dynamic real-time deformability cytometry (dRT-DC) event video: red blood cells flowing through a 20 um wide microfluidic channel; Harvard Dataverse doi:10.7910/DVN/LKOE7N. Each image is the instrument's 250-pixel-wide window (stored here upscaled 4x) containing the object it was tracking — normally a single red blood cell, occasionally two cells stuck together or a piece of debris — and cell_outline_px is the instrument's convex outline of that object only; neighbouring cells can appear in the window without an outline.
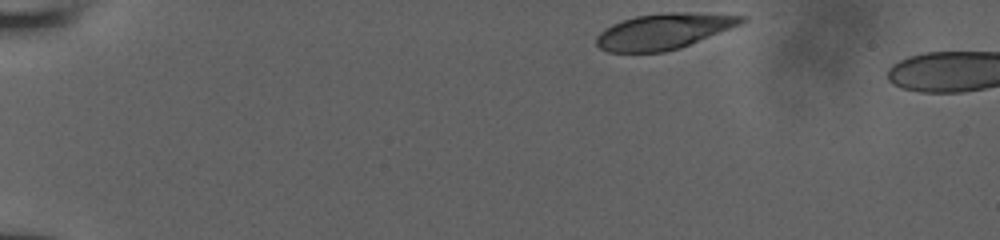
{"species": "human", "species_latin": "Homo sapiens", "temperature_condition": "room temperature", "stored_images_in_passage": 38, "camera_frame_rate_fps": 3000, "um_per_image_px": 0.085, "donor": {"sex": "male"}, "frame": {"image": 1, "passage_image": 1, "time_ms": 0.0, "image_size_px": [1000, 240], "cell_outline_px": [[748, 20], [740, 24], [680, 48], [664, 52], [608, 52], [600, 48], [596, 44], [596, 36], [604, 28], [612, 24], [636, 16], [668, 12], [688, 12], [748, 16]], "centroid_in_image_um": [56.41, 2.66], "position_along_channel_um": 28.6, "area_um2": 30.06}}
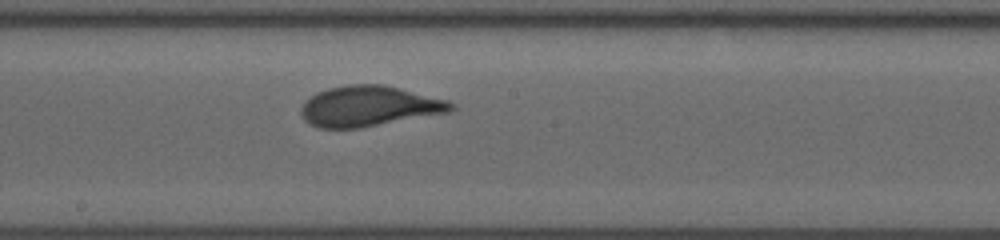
{"frame": {"image": 2, "passage_image": 22, "time_ms": 7.0, "image_size_px": [1000, 240], "cell_outline_px": [[456, 108], [448, 112], [360, 128], [320, 128], [304, 120], [300, 112], [304, 104], [316, 92], [328, 88], [348, 84], [384, 84], [448, 100], [456, 104]], "centroid_in_image_um": [31.39, 9.02], "position_along_channel_um": 216.8, "area_um2": 35.2}}
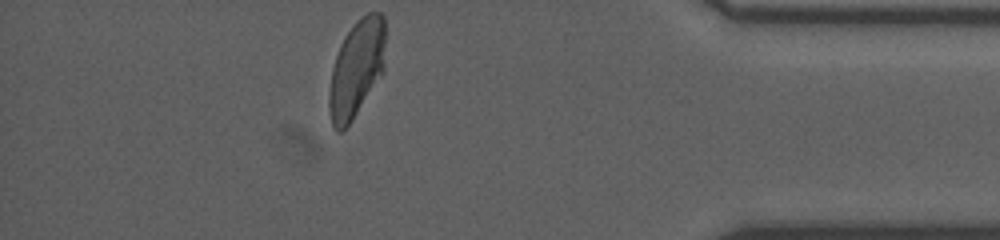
{"frame": {"image": 3, "passage_image": 38, "time_ms": 12.333, "image_size_px": [1000, 240], "cell_outline_px": [[384, 72], [352, 120], [340, 132], [336, 132], [332, 124], [328, 104], [328, 96], [332, 68], [340, 44], [344, 36], [356, 20], [368, 12], [380, 12], [384, 16]], "centroid_in_image_um": [30.3, 5.82], "position_along_channel_um": 404.9, "area_um2": 31.91}}